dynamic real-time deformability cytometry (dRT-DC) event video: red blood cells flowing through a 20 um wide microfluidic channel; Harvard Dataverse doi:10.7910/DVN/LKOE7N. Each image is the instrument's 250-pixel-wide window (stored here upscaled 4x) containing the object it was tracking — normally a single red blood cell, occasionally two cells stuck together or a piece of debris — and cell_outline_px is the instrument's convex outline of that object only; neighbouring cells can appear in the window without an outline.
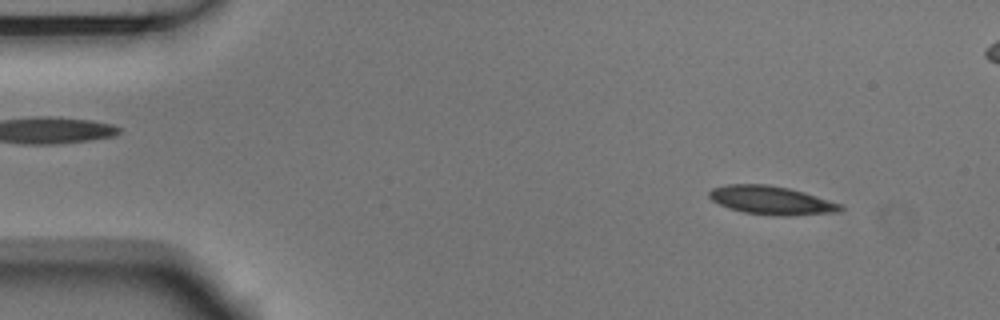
{"species": "Egyptian fruit bat (a non-hibernating species)", "species_latin": "Rousettus aegyptiacus", "temperature_condition": "room temperature", "stored_images_in_passage": 5, "camera_frame_rate_fps": 3000, "um_per_image_px": 0.085, "animal": {"sex": "male"}, "frame": {"image": 1, "passage_image": 1, "time_ms": 0.0, "image_size_px": [1000, 320], "cell_outline_px": [[844, 208], [840, 212], [792, 216], [776, 216], [744, 212], [728, 208], [712, 200], [708, 196], [708, 192], [712, 188], [728, 184], [768, 184], [788, 188], [804, 192], [840, 204]], "centroid_in_image_um": [65.56, 17.03], "position_along_channel_um": 19.4, "area_um2": 21.85}}